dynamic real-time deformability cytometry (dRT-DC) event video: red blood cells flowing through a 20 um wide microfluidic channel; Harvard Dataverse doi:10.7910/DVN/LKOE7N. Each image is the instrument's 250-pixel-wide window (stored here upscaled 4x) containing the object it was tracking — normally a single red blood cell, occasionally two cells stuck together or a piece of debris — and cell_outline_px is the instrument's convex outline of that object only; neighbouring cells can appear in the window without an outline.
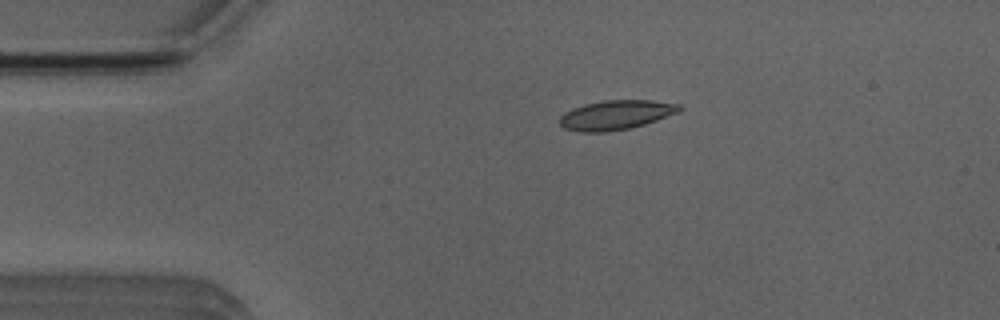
{"species": "Egyptian fruit bat (a non-hibernating species)", "species_latin": "Rousettus aegyptiacus", "temperature_condition": "room temperature", "stored_images_in_passage": 4, "camera_frame_rate_fps": 3000, "um_per_image_px": 0.085, "animal": {"sex": "male"}, "frame": {"image": 1, "passage_image": 3, "time_ms": 2.333, "image_size_px": [1000, 320], "cell_outline_px": [[684, 108], [680, 112], [644, 124], [628, 128], [604, 132], [580, 132], [564, 128], [560, 124], [560, 116], [564, 112], [572, 108], [584, 104], [604, 100], [652, 100], [680, 104]], "centroid_in_image_um": [52.36, 9.76], "position_along_channel_um": 32.6, "area_um2": 20.58}}